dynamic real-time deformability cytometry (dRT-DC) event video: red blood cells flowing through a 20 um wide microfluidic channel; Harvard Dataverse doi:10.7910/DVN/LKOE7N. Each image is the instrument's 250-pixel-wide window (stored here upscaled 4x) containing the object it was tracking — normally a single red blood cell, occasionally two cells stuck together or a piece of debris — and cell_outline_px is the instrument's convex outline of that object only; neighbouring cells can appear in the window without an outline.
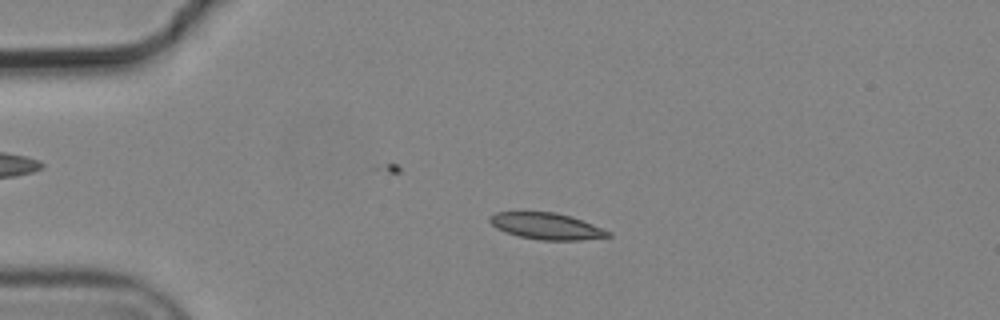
{"species": "common noctule bat (a hibernating species)", "species_latin": "Nyctalus noctula", "temperature_condition": "cold", "stored_images_in_passage": 4, "camera_frame_rate_fps": 3000, "um_per_image_px": 0.085, "animal": {"sex": "male", "body_mass_g": 19.2, "forearm_length_mm": 51.8}, "frame": {"image": 1, "passage_image": 3, "time_ms": 0.667, "image_size_px": [1000, 320], "cell_outline_px": [[612, 236], [580, 240], [540, 240], [520, 236], [496, 228], [488, 220], [488, 216], [496, 212], [556, 212], [592, 224], [612, 232]], "centroid_in_image_um": [46.45, 19.22], "position_along_channel_um": 38.6, "area_um2": 18.03}}